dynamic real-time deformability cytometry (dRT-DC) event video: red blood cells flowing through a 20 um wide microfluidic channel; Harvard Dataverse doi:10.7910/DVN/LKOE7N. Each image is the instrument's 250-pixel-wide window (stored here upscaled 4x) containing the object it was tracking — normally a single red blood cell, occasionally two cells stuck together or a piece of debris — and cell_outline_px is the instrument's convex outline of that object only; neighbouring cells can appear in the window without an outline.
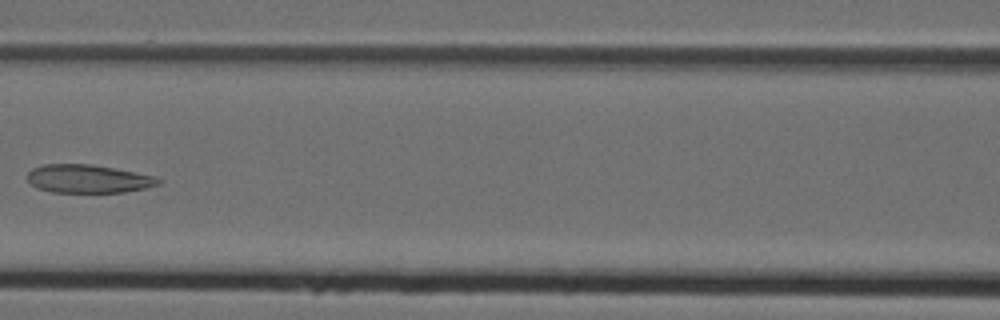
{"species": "Egyptian fruit bat (a non-hibernating species)", "species_latin": "Rousettus aegyptiacus", "temperature_condition": "cold", "stored_images_in_passage": 6, "camera_frame_rate_fps": 3000, "um_per_image_px": 0.085, "animal": {"sex": "female"}, "frame": {"image": 1, "passage_image": 6, "time_ms": 1.667, "image_size_px": [1000, 320], "cell_outline_px": [[164, 180], [160, 184], [144, 188], [124, 192], [52, 192], [36, 188], [24, 176], [32, 168], [44, 164], [92, 164], [156, 176]], "centroid_in_image_um": [7.48, 15.19], "position_along_channel_um": 159.1, "area_um2": 21.73}}